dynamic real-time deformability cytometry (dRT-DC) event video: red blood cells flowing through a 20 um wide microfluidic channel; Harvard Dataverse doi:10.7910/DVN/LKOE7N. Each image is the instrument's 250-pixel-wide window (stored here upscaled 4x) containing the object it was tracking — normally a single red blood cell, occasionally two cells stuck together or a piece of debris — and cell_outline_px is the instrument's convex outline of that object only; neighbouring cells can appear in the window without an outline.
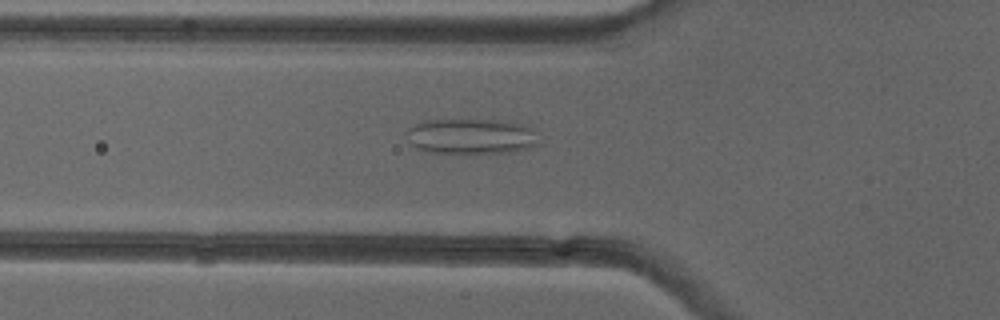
{"species": "common noctule bat (a hibernating species)", "species_latin": "Nyctalus noctula", "temperature_condition": "cold", "stored_images_in_passage": 48, "camera_frame_rate_fps": 3000, "um_per_image_px": 0.085, "animal": {"sex": "female"}, "frame": {"image": 1, "passage_image": 15, "time_ms": 4.667, "image_size_px": [1000, 320], "cell_outline_px": [[544, 144], [532, 148], [512, 152], [476, 156], [464, 156], [424, 152], [416, 148], [408, 140], [404, 132], [408, 128], [424, 120], [512, 120], [532, 128], [540, 132]], "centroid_in_image_um": [40.17, 11.65], "position_along_channel_um": 85.6, "area_um2": 29.54}}
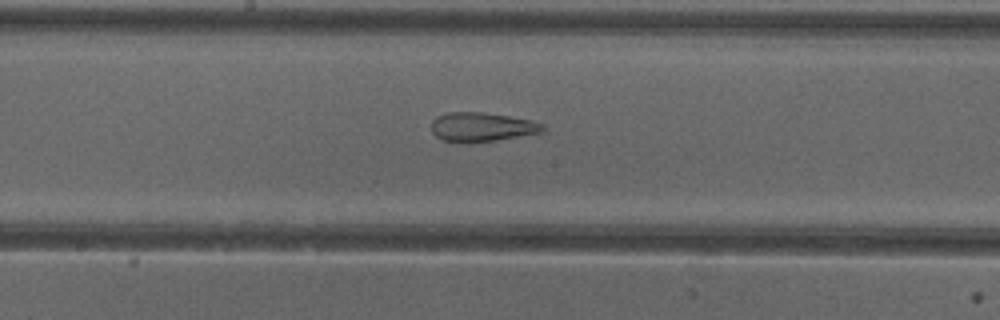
{"frame": {"image": 2, "passage_image": 24, "time_ms": 7.667, "image_size_px": [1000, 320], "cell_outline_px": [[544, 132], [496, 140], [468, 144], [456, 144], [440, 140], [432, 132], [432, 120], [436, 116], [448, 112], [484, 112], [532, 120], [544, 124]], "centroid_in_image_um": [40.91, 10.82], "position_along_channel_um": 207.3, "area_um2": 19.42}}
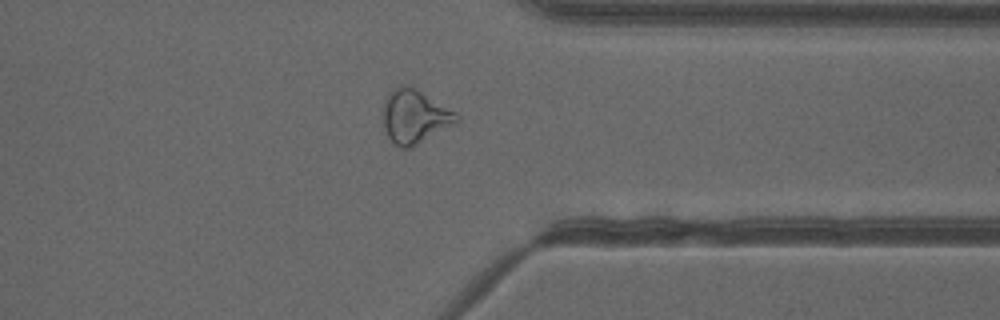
{"frame": {"image": 3, "passage_image": 37, "time_ms": 12.0, "image_size_px": [1000, 320], "cell_outline_px": [[460, 120], [456, 124], [412, 148], [400, 148], [392, 144], [384, 128], [384, 104], [388, 92], [400, 84], [408, 84], [416, 88], [456, 112], [460, 116]], "centroid_in_image_um": [35.27, 9.92], "position_along_channel_um": 376.1, "area_um2": 23.41}, "authors_computed_cell_mechanics": {"area_um2": 24.5939, "velocity_mm_per_s": 4.0028, "shape_relaxation_time_tau1_ms": null, "shape_relaxation_time_tau2_ms": 1.626, "deformation_change_tau1": null, "deformation_change_tau2": 0.1091}}